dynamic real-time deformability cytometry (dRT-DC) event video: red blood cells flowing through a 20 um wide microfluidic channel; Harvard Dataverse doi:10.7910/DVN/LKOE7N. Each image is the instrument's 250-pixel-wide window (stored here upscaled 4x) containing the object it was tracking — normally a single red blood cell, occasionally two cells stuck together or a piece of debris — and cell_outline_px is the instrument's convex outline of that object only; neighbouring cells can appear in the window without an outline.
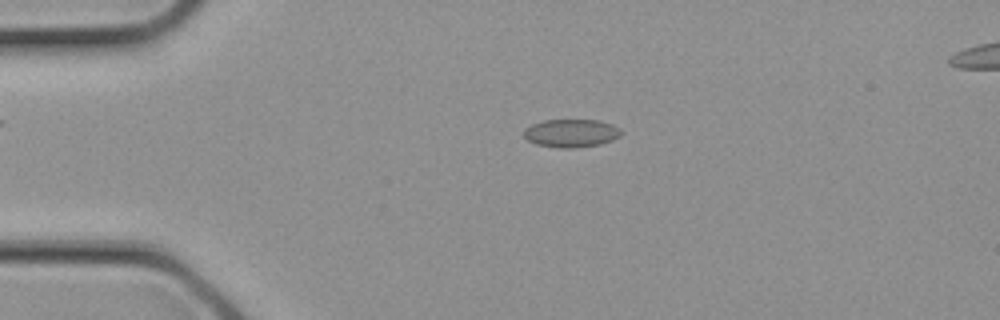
{"species": "common noctule bat (a hibernating species)", "species_latin": "Nyctalus noctula", "temperature_condition": "cold", "stored_images_in_passage": 7, "camera_frame_rate_fps": 3000, "um_per_image_px": 0.085, "animal": {"sex": "female", "body_mass_g": 21.9}, "frame": {"image": 1, "passage_image": 3, "time_ms": 0.667, "image_size_px": [1000, 320], "cell_outline_px": [[624, 132], [620, 136], [612, 140], [600, 144], [572, 148], [560, 148], [536, 144], [528, 140], [524, 136], [524, 128], [532, 124], [544, 120], [600, 120], [612, 124], [620, 128]], "centroid_in_image_um": [48.58, 11.31], "position_along_channel_um": 36.4, "area_um2": 16.01}}
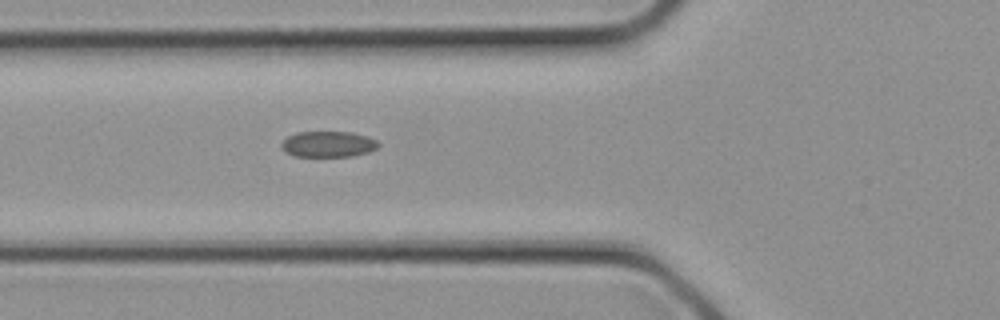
{"frame": {"image": 2, "passage_image": 7, "time_ms": 2.0, "image_size_px": [1000, 320], "cell_outline_px": [[380, 144], [376, 148], [368, 152], [352, 156], [292, 156], [284, 152], [280, 144], [288, 136], [296, 132], [352, 132], [368, 136], [376, 140]], "centroid_in_image_um": [27.88, 12.25], "position_along_channel_um": 97.9, "area_um2": 14.68}}